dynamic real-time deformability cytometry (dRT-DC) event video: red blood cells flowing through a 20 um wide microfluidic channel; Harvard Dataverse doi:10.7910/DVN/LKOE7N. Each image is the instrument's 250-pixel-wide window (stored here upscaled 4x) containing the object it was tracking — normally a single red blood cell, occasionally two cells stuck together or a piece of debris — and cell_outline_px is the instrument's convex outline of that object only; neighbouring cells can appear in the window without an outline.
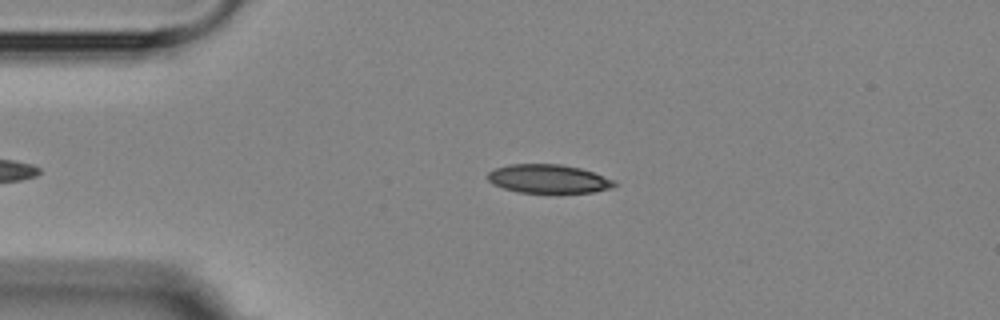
{"species": "Egyptian fruit bat (a non-hibernating species)", "species_latin": "Rousettus aegyptiacus", "temperature_condition": "room temperature", "stored_images_in_passage": 3, "camera_frame_rate_fps": 3000, "um_per_image_px": 0.085, "animal": {"sex": "female"}, "frame": {"image": 1, "passage_image": 1, "time_ms": 0.0, "image_size_px": [1000, 320], "cell_outline_px": [[616, 184], [612, 188], [592, 192], [556, 196], [520, 192], [504, 188], [492, 184], [488, 180], [488, 172], [496, 168], [508, 164], [560, 164], [580, 168], [616, 180]], "centroid_in_image_um": [46.65, 15.25], "position_along_channel_um": 38.4, "area_um2": 22.02}}
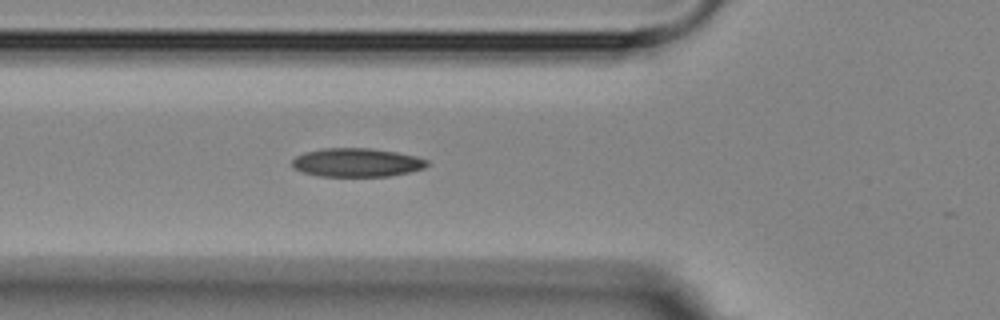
{"frame": {"image": 2, "passage_image": 3, "time_ms": 2.333, "image_size_px": [1000, 320], "cell_outline_px": [[428, 164], [424, 168], [408, 172], [388, 176], [320, 176], [304, 172], [296, 168], [292, 164], [292, 160], [296, 156], [308, 152], [324, 148], [368, 148], [396, 152], [416, 156], [428, 160]], "centroid_in_image_um": [30.35, 13.81], "position_along_channel_um": 95.4, "area_um2": 22.2}}